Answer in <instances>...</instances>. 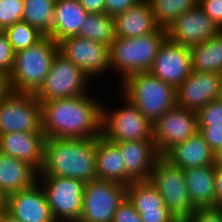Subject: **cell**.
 <instances>
[{
    "label": "cell",
    "instance_id": "obj_1",
    "mask_svg": "<svg viewBox=\"0 0 222 222\" xmlns=\"http://www.w3.org/2000/svg\"><path fill=\"white\" fill-rule=\"evenodd\" d=\"M85 94L41 102L42 131L46 138L101 137L102 101Z\"/></svg>",
    "mask_w": 222,
    "mask_h": 222
},
{
    "label": "cell",
    "instance_id": "obj_2",
    "mask_svg": "<svg viewBox=\"0 0 222 222\" xmlns=\"http://www.w3.org/2000/svg\"><path fill=\"white\" fill-rule=\"evenodd\" d=\"M97 138H46L38 176L73 178L84 183L97 179Z\"/></svg>",
    "mask_w": 222,
    "mask_h": 222
},
{
    "label": "cell",
    "instance_id": "obj_3",
    "mask_svg": "<svg viewBox=\"0 0 222 222\" xmlns=\"http://www.w3.org/2000/svg\"><path fill=\"white\" fill-rule=\"evenodd\" d=\"M166 38L167 31L161 27L141 37H116L110 47V70L120 75L119 83L135 73L149 72Z\"/></svg>",
    "mask_w": 222,
    "mask_h": 222
},
{
    "label": "cell",
    "instance_id": "obj_4",
    "mask_svg": "<svg viewBox=\"0 0 222 222\" xmlns=\"http://www.w3.org/2000/svg\"><path fill=\"white\" fill-rule=\"evenodd\" d=\"M58 52V43L50 36H44L35 45L15 53L9 76L11 91L35 94L42 86Z\"/></svg>",
    "mask_w": 222,
    "mask_h": 222
},
{
    "label": "cell",
    "instance_id": "obj_5",
    "mask_svg": "<svg viewBox=\"0 0 222 222\" xmlns=\"http://www.w3.org/2000/svg\"><path fill=\"white\" fill-rule=\"evenodd\" d=\"M122 94L152 123L177 105V90L150 72H138L120 83Z\"/></svg>",
    "mask_w": 222,
    "mask_h": 222
},
{
    "label": "cell",
    "instance_id": "obj_6",
    "mask_svg": "<svg viewBox=\"0 0 222 222\" xmlns=\"http://www.w3.org/2000/svg\"><path fill=\"white\" fill-rule=\"evenodd\" d=\"M123 106L110 109L102 105L101 136L112 143L154 141L153 123L125 96Z\"/></svg>",
    "mask_w": 222,
    "mask_h": 222
},
{
    "label": "cell",
    "instance_id": "obj_7",
    "mask_svg": "<svg viewBox=\"0 0 222 222\" xmlns=\"http://www.w3.org/2000/svg\"><path fill=\"white\" fill-rule=\"evenodd\" d=\"M149 181L157 188L178 222H184L196 210L190 201L183 169L164 156L156 160Z\"/></svg>",
    "mask_w": 222,
    "mask_h": 222
},
{
    "label": "cell",
    "instance_id": "obj_8",
    "mask_svg": "<svg viewBox=\"0 0 222 222\" xmlns=\"http://www.w3.org/2000/svg\"><path fill=\"white\" fill-rule=\"evenodd\" d=\"M56 222H78L82 213L85 183L73 178L38 176Z\"/></svg>",
    "mask_w": 222,
    "mask_h": 222
},
{
    "label": "cell",
    "instance_id": "obj_9",
    "mask_svg": "<svg viewBox=\"0 0 222 222\" xmlns=\"http://www.w3.org/2000/svg\"><path fill=\"white\" fill-rule=\"evenodd\" d=\"M88 81L89 77L81 69L58 52L42 86L34 95L40 103L74 98L89 93Z\"/></svg>",
    "mask_w": 222,
    "mask_h": 222
},
{
    "label": "cell",
    "instance_id": "obj_10",
    "mask_svg": "<svg viewBox=\"0 0 222 222\" xmlns=\"http://www.w3.org/2000/svg\"><path fill=\"white\" fill-rule=\"evenodd\" d=\"M41 131L42 106L34 94L11 91L0 101V135Z\"/></svg>",
    "mask_w": 222,
    "mask_h": 222
},
{
    "label": "cell",
    "instance_id": "obj_11",
    "mask_svg": "<svg viewBox=\"0 0 222 222\" xmlns=\"http://www.w3.org/2000/svg\"><path fill=\"white\" fill-rule=\"evenodd\" d=\"M125 198L126 185L101 179L85 183L78 222H112Z\"/></svg>",
    "mask_w": 222,
    "mask_h": 222
},
{
    "label": "cell",
    "instance_id": "obj_12",
    "mask_svg": "<svg viewBox=\"0 0 222 222\" xmlns=\"http://www.w3.org/2000/svg\"><path fill=\"white\" fill-rule=\"evenodd\" d=\"M197 112L175 106L153 123V140L159 156L198 132Z\"/></svg>",
    "mask_w": 222,
    "mask_h": 222
},
{
    "label": "cell",
    "instance_id": "obj_13",
    "mask_svg": "<svg viewBox=\"0 0 222 222\" xmlns=\"http://www.w3.org/2000/svg\"><path fill=\"white\" fill-rule=\"evenodd\" d=\"M59 53L81 69L89 79H96L110 70V48L79 36L58 42ZM109 69V70H108Z\"/></svg>",
    "mask_w": 222,
    "mask_h": 222
},
{
    "label": "cell",
    "instance_id": "obj_14",
    "mask_svg": "<svg viewBox=\"0 0 222 222\" xmlns=\"http://www.w3.org/2000/svg\"><path fill=\"white\" fill-rule=\"evenodd\" d=\"M167 38L186 47L203 43L216 36L221 29L197 5L179 15L167 28Z\"/></svg>",
    "mask_w": 222,
    "mask_h": 222
},
{
    "label": "cell",
    "instance_id": "obj_15",
    "mask_svg": "<svg viewBox=\"0 0 222 222\" xmlns=\"http://www.w3.org/2000/svg\"><path fill=\"white\" fill-rule=\"evenodd\" d=\"M149 72L177 89L192 72L190 48L166 38Z\"/></svg>",
    "mask_w": 222,
    "mask_h": 222
},
{
    "label": "cell",
    "instance_id": "obj_16",
    "mask_svg": "<svg viewBox=\"0 0 222 222\" xmlns=\"http://www.w3.org/2000/svg\"><path fill=\"white\" fill-rule=\"evenodd\" d=\"M221 76L192 71L176 89L177 106L198 112L210 101L217 100Z\"/></svg>",
    "mask_w": 222,
    "mask_h": 222
},
{
    "label": "cell",
    "instance_id": "obj_17",
    "mask_svg": "<svg viewBox=\"0 0 222 222\" xmlns=\"http://www.w3.org/2000/svg\"><path fill=\"white\" fill-rule=\"evenodd\" d=\"M6 211L22 222H56L39 182L6 198Z\"/></svg>",
    "mask_w": 222,
    "mask_h": 222
},
{
    "label": "cell",
    "instance_id": "obj_18",
    "mask_svg": "<svg viewBox=\"0 0 222 222\" xmlns=\"http://www.w3.org/2000/svg\"><path fill=\"white\" fill-rule=\"evenodd\" d=\"M126 197L142 222H178L151 181H133L126 186Z\"/></svg>",
    "mask_w": 222,
    "mask_h": 222
},
{
    "label": "cell",
    "instance_id": "obj_19",
    "mask_svg": "<svg viewBox=\"0 0 222 222\" xmlns=\"http://www.w3.org/2000/svg\"><path fill=\"white\" fill-rule=\"evenodd\" d=\"M45 135L41 132H11L0 135V152L30 163L38 171L43 164Z\"/></svg>",
    "mask_w": 222,
    "mask_h": 222
},
{
    "label": "cell",
    "instance_id": "obj_20",
    "mask_svg": "<svg viewBox=\"0 0 222 222\" xmlns=\"http://www.w3.org/2000/svg\"><path fill=\"white\" fill-rule=\"evenodd\" d=\"M126 174L133 181H148L156 160L160 157L154 141H127L116 143Z\"/></svg>",
    "mask_w": 222,
    "mask_h": 222
},
{
    "label": "cell",
    "instance_id": "obj_21",
    "mask_svg": "<svg viewBox=\"0 0 222 222\" xmlns=\"http://www.w3.org/2000/svg\"><path fill=\"white\" fill-rule=\"evenodd\" d=\"M39 171L30 163L0 152V191L9 195L38 182Z\"/></svg>",
    "mask_w": 222,
    "mask_h": 222
},
{
    "label": "cell",
    "instance_id": "obj_22",
    "mask_svg": "<svg viewBox=\"0 0 222 222\" xmlns=\"http://www.w3.org/2000/svg\"><path fill=\"white\" fill-rule=\"evenodd\" d=\"M116 37L134 38L148 35L159 26L148 0L142 1L114 17Z\"/></svg>",
    "mask_w": 222,
    "mask_h": 222
},
{
    "label": "cell",
    "instance_id": "obj_23",
    "mask_svg": "<svg viewBox=\"0 0 222 222\" xmlns=\"http://www.w3.org/2000/svg\"><path fill=\"white\" fill-rule=\"evenodd\" d=\"M164 157L183 170L214 165V152L199 131L176 145Z\"/></svg>",
    "mask_w": 222,
    "mask_h": 222
},
{
    "label": "cell",
    "instance_id": "obj_24",
    "mask_svg": "<svg viewBox=\"0 0 222 222\" xmlns=\"http://www.w3.org/2000/svg\"><path fill=\"white\" fill-rule=\"evenodd\" d=\"M190 201L195 208H215L214 165L183 170Z\"/></svg>",
    "mask_w": 222,
    "mask_h": 222
},
{
    "label": "cell",
    "instance_id": "obj_25",
    "mask_svg": "<svg viewBox=\"0 0 222 222\" xmlns=\"http://www.w3.org/2000/svg\"><path fill=\"white\" fill-rule=\"evenodd\" d=\"M97 179L129 185L133 180L126 174L120 147L116 143L97 137Z\"/></svg>",
    "mask_w": 222,
    "mask_h": 222
},
{
    "label": "cell",
    "instance_id": "obj_26",
    "mask_svg": "<svg viewBox=\"0 0 222 222\" xmlns=\"http://www.w3.org/2000/svg\"><path fill=\"white\" fill-rule=\"evenodd\" d=\"M54 13L50 37L57 43L64 38L77 36L88 15L78 0H56Z\"/></svg>",
    "mask_w": 222,
    "mask_h": 222
},
{
    "label": "cell",
    "instance_id": "obj_27",
    "mask_svg": "<svg viewBox=\"0 0 222 222\" xmlns=\"http://www.w3.org/2000/svg\"><path fill=\"white\" fill-rule=\"evenodd\" d=\"M192 71L222 74V31L190 47Z\"/></svg>",
    "mask_w": 222,
    "mask_h": 222
},
{
    "label": "cell",
    "instance_id": "obj_28",
    "mask_svg": "<svg viewBox=\"0 0 222 222\" xmlns=\"http://www.w3.org/2000/svg\"><path fill=\"white\" fill-rule=\"evenodd\" d=\"M77 36L93 40L110 48L116 38L114 18L106 13H88Z\"/></svg>",
    "mask_w": 222,
    "mask_h": 222
},
{
    "label": "cell",
    "instance_id": "obj_29",
    "mask_svg": "<svg viewBox=\"0 0 222 222\" xmlns=\"http://www.w3.org/2000/svg\"><path fill=\"white\" fill-rule=\"evenodd\" d=\"M22 20L36 28L44 36H50L54 24L56 0H23Z\"/></svg>",
    "mask_w": 222,
    "mask_h": 222
},
{
    "label": "cell",
    "instance_id": "obj_30",
    "mask_svg": "<svg viewBox=\"0 0 222 222\" xmlns=\"http://www.w3.org/2000/svg\"><path fill=\"white\" fill-rule=\"evenodd\" d=\"M157 25L166 29L179 15L198 5L199 0H148Z\"/></svg>",
    "mask_w": 222,
    "mask_h": 222
},
{
    "label": "cell",
    "instance_id": "obj_31",
    "mask_svg": "<svg viewBox=\"0 0 222 222\" xmlns=\"http://www.w3.org/2000/svg\"><path fill=\"white\" fill-rule=\"evenodd\" d=\"M4 31L15 53L35 45L44 37L41 32L23 20L17 21Z\"/></svg>",
    "mask_w": 222,
    "mask_h": 222
},
{
    "label": "cell",
    "instance_id": "obj_32",
    "mask_svg": "<svg viewBox=\"0 0 222 222\" xmlns=\"http://www.w3.org/2000/svg\"><path fill=\"white\" fill-rule=\"evenodd\" d=\"M23 13V0H0V30L22 20Z\"/></svg>",
    "mask_w": 222,
    "mask_h": 222
},
{
    "label": "cell",
    "instance_id": "obj_33",
    "mask_svg": "<svg viewBox=\"0 0 222 222\" xmlns=\"http://www.w3.org/2000/svg\"><path fill=\"white\" fill-rule=\"evenodd\" d=\"M198 125L222 124V102L210 101L197 112Z\"/></svg>",
    "mask_w": 222,
    "mask_h": 222
},
{
    "label": "cell",
    "instance_id": "obj_34",
    "mask_svg": "<svg viewBox=\"0 0 222 222\" xmlns=\"http://www.w3.org/2000/svg\"><path fill=\"white\" fill-rule=\"evenodd\" d=\"M15 52L9 43V39L4 30H0V70L8 76L12 73Z\"/></svg>",
    "mask_w": 222,
    "mask_h": 222
},
{
    "label": "cell",
    "instance_id": "obj_35",
    "mask_svg": "<svg viewBox=\"0 0 222 222\" xmlns=\"http://www.w3.org/2000/svg\"><path fill=\"white\" fill-rule=\"evenodd\" d=\"M198 130L214 153L222 148V124L198 125Z\"/></svg>",
    "mask_w": 222,
    "mask_h": 222
},
{
    "label": "cell",
    "instance_id": "obj_36",
    "mask_svg": "<svg viewBox=\"0 0 222 222\" xmlns=\"http://www.w3.org/2000/svg\"><path fill=\"white\" fill-rule=\"evenodd\" d=\"M184 222H222V208H196Z\"/></svg>",
    "mask_w": 222,
    "mask_h": 222
},
{
    "label": "cell",
    "instance_id": "obj_37",
    "mask_svg": "<svg viewBox=\"0 0 222 222\" xmlns=\"http://www.w3.org/2000/svg\"><path fill=\"white\" fill-rule=\"evenodd\" d=\"M112 222H142L140 214L134 208V205L127 199L119 205L114 214Z\"/></svg>",
    "mask_w": 222,
    "mask_h": 222
},
{
    "label": "cell",
    "instance_id": "obj_38",
    "mask_svg": "<svg viewBox=\"0 0 222 222\" xmlns=\"http://www.w3.org/2000/svg\"><path fill=\"white\" fill-rule=\"evenodd\" d=\"M198 5L222 31V0H199Z\"/></svg>",
    "mask_w": 222,
    "mask_h": 222
},
{
    "label": "cell",
    "instance_id": "obj_39",
    "mask_svg": "<svg viewBox=\"0 0 222 222\" xmlns=\"http://www.w3.org/2000/svg\"><path fill=\"white\" fill-rule=\"evenodd\" d=\"M142 1L145 0H105V13L114 18Z\"/></svg>",
    "mask_w": 222,
    "mask_h": 222
},
{
    "label": "cell",
    "instance_id": "obj_40",
    "mask_svg": "<svg viewBox=\"0 0 222 222\" xmlns=\"http://www.w3.org/2000/svg\"><path fill=\"white\" fill-rule=\"evenodd\" d=\"M90 14L105 13V0H78Z\"/></svg>",
    "mask_w": 222,
    "mask_h": 222
},
{
    "label": "cell",
    "instance_id": "obj_41",
    "mask_svg": "<svg viewBox=\"0 0 222 222\" xmlns=\"http://www.w3.org/2000/svg\"><path fill=\"white\" fill-rule=\"evenodd\" d=\"M215 207L222 208V169L215 172Z\"/></svg>",
    "mask_w": 222,
    "mask_h": 222
},
{
    "label": "cell",
    "instance_id": "obj_42",
    "mask_svg": "<svg viewBox=\"0 0 222 222\" xmlns=\"http://www.w3.org/2000/svg\"><path fill=\"white\" fill-rule=\"evenodd\" d=\"M11 92L9 76L0 70V101Z\"/></svg>",
    "mask_w": 222,
    "mask_h": 222
},
{
    "label": "cell",
    "instance_id": "obj_43",
    "mask_svg": "<svg viewBox=\"0 0 222 222\" xmlns=\"http://www.w3.org/2000/svg\"><path fill=\"white\" fill-rule=\"evenodd\" d=\"M214 167L215 169H222V148L214 153Z\"/></svg>",
    "mask_w": 222,
    "mask_h": 222
},
{
    "label": "cell",
    "instance_id": "obj_44",
    "mask_svg": "<svg viewBox=\"0 0 222 222\" xmlns=\"http://www.w3.org/2000/svg\"><path fill=\"white\" fill-rule=\"evenodd\" d=\"M0 222H22L9 214L6 210L0 215Z\"/></svg>",
    "mask_w": 222,
    "mask_h": 222
},
{
    "label": "cell",
    "instance_id": "obj_45",
    "mask_svg": "<svg viewBox=\"0 0 222 222\" xmlns=\"http://www.w3.org/2000/svg\"><path fill=\"white\" fill-rule=\"evenodd\" d=\"M6 210V197L0 191V215Z\"/></svg>",
    "mask_w": 222,
    "mask_h": 222
},
{
    "label": "cell",
    "instance_id": "obj_46",
    "mask_svg": "<svg viewBox=\"0 0 222 222\" xmlns=\"http://www.w3.org/2000/svg\"><path fill=\"white\" fill-rule=\"evenodd\" d=\"M217 100L222 102V76L220 79V87H219V94H218Z\"/></svg>",
    "mask_w": 222,
    "mask_h": 222
}]
</instances>
